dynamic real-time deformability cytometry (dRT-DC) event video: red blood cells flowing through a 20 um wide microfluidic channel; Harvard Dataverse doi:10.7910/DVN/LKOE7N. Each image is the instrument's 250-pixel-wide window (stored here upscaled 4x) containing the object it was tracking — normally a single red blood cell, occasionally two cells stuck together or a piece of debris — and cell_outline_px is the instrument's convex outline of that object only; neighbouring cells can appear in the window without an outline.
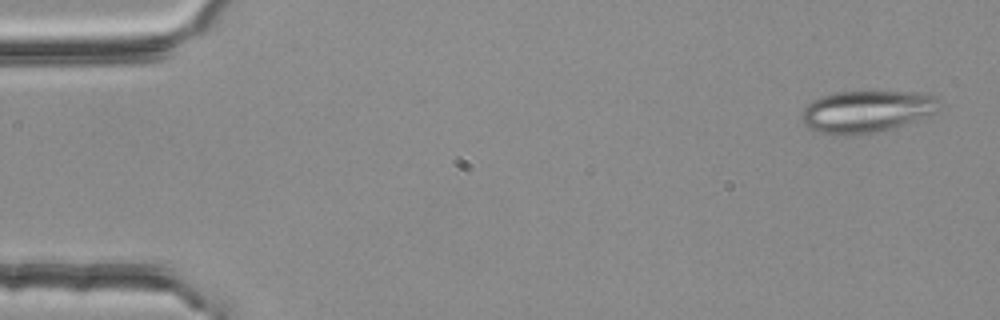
{"species": "common noctule bat (a hibernating species)", "species_latin": "Nyctalus noctula", "temperature_condition": "room temperature", "stored_images_in_passage": 4, "segment_of_instrument_passage": [1, 2], "camera_frame_rate_fps": 3000, "um_per_image_px": 0.085, "animal": {"sex": "female", "body_mass_g": 25.1}, "frame": {"image": 1, "passage_image": 1, "time_ms": 0.0, "image_size_px": [1000, 320], "cell_outline_px": [[940, 108], [936, 112], [876, 132], [860, 136], [836, 136], [820, 132], [804, 124], [800, 120], [800, 116], [804, 108], [812, 100], [820, 96], [836, 92], [868, 88], [916, 92], [936, 96]], "centroid_in_image_um": [73.6, 9.42], "position_along_channel_um": 11.4, "area_um2": 34.62}}